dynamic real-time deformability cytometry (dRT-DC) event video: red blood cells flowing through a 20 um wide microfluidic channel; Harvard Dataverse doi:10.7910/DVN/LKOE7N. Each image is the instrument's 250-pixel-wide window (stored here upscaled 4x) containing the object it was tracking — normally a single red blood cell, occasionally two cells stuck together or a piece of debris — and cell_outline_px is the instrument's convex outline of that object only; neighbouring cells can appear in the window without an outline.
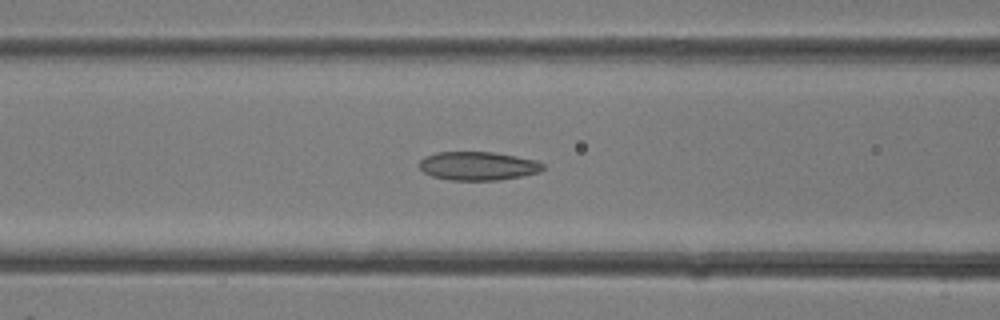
{"species": "common noctule bat (a hibernating species)", "species_latin": "Nyctalus noctula", "temperature_condition": "room temperature", "stored_images_in_passage": 19, "camera_frame_rate_fps": 3000, "um_per_image_px": 0.085, "animal": {"sex": "female"}, "frame": {"image": 1, "passage_image": 14, "time_ms": 4.333, "image_size_px": [1000, 320], "cell_outline_px": [[544, 168], [540, 172], [500, 180], [452, 180], [432, 176], [424, 172], [420, 168], [420, 160], [424, 156], [436, 152], [492, 152], [516, 156], [536, 160], [544, 164]], "centroid_in_image_um": [40.63, 14.1], "position_along_channel_um": 126.0, "area_um2": 20.58}}
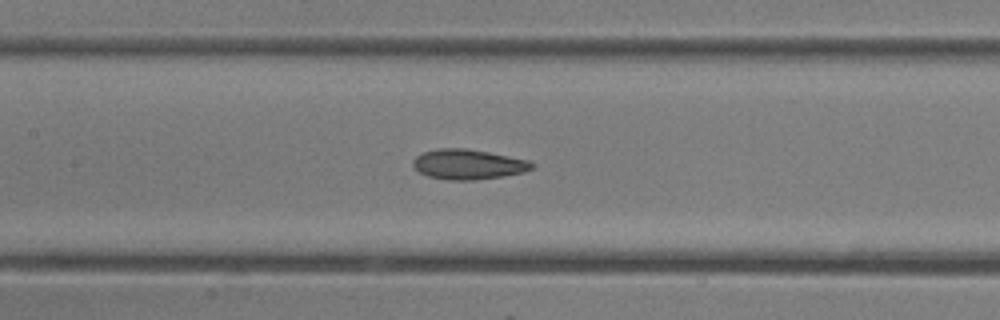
{"frame": {"image": 2, "passage_image": 16, "time_ms": 5.0, "image_size_px": [1000, 320], "cell_outline_px": [[536, 164], [532, 168], [524, 172], [504, 176], [476, 180], [448, 180], [428, 176], [420, 172], [412, 164], [412, 160], [416, 156], [424, 152], [436, 148], [464, 148], [488, 152], [528, 160]], "centroid_in_image_um": [39.79, 13.97], "position_along_channel_um": 167.6, "area_um2": 20.81}}
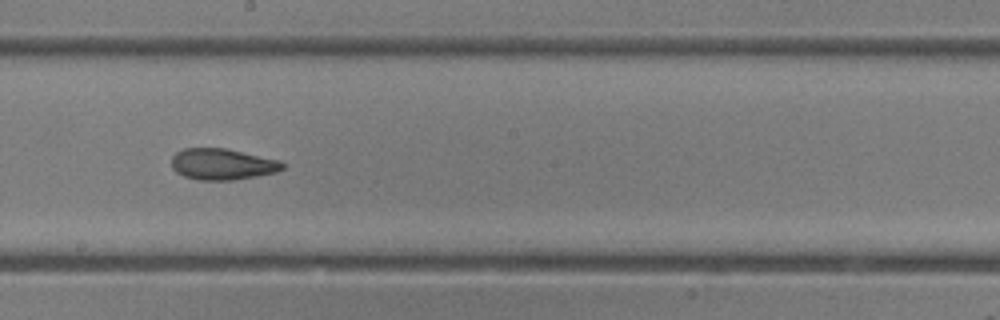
{"frame": {"image": 3, "passage_image": 19, "time_ms": 6.0, "image_size_px": [1000, 320], "cell_outline_px": [[284, 168], [276, 172], [256, 176], [232, 180], [200, 180], [184, 176], [176, 172], [172, 168], [172, 156], [176, 152], [184, 148], [224, 148], [280, 160], [284, 164]], "centroid_in_image_um": [18.88, 13.95], "position_along_channel_um": 229.3, "area_um2": 20.11}}